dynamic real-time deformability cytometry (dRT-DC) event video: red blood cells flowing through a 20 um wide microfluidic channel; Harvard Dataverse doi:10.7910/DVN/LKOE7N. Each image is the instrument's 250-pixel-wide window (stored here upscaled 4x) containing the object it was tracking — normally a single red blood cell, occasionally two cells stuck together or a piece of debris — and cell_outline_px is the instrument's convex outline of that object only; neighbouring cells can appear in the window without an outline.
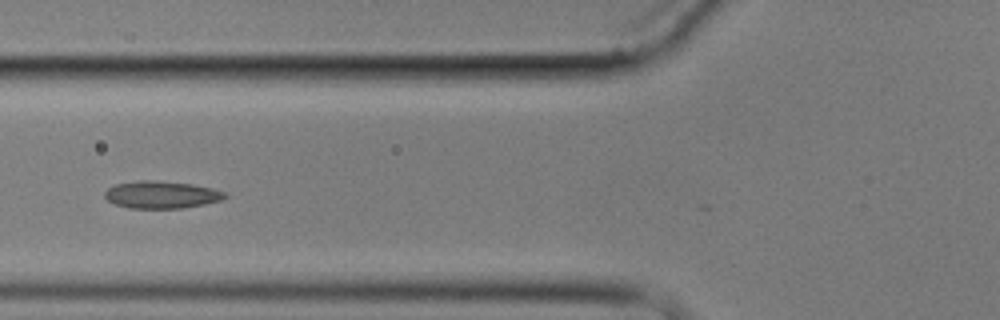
{"species": "common noctule bat (a hibernating species)", "species_latin": "Nyctalus noctula", "temperature_condition": "cold", "stored_images_in_passage": 9, "camera_frame_rate_fps": 3000, "um_per_image_px": 0.085, "animal": {"sex": "male", "body_mass_g": 17.9}, "frame": {"image": 1, "passage_image": 6, "time_ms": 6.667, "image_size_px": [1000, 320], "cell_outline_px": [[228, 196], [220, 200], [204, 204], [184, 208], [128, 208], [116, 204], [108, 200], [104, 196], [104, 192], [108, 188], [116, 184], [140, 180], [156, 180], [192, 184], [212, 188], [224, 192]], "centroid_in_image_um": [13.71, 16.55], "position_along_channel_um": 112.1, "area_um2": 19.07}}
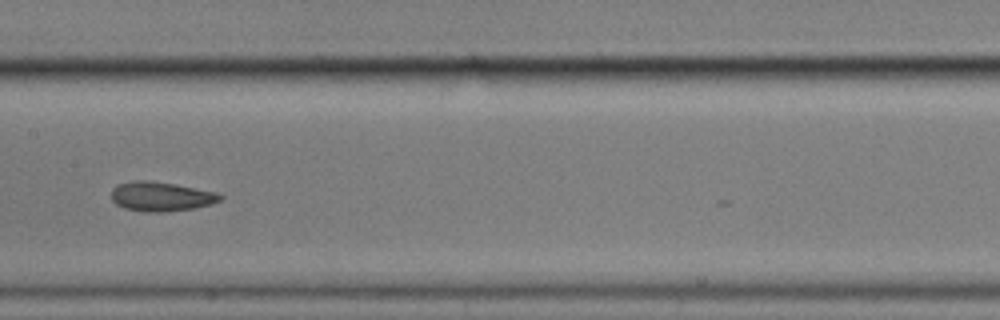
{"frame": {"image": 2, "passage_image": 8, "time_ms": 9.0, "image_size_px": [1000, 320], "cell_outline_px": [[224, 196], [220, 200], [212, 204], [192, 208], [164, 212], [144, 212], [124, 208], [116, 204], [112, 200], [112, 188], [116, 184], [132, 180], [148, 180], [176, 184], [216, 192]], "centroid_in_image_um": [13.66, 16.69], "position_along_channel_um": 193.7, "area_um2": 18.79}}
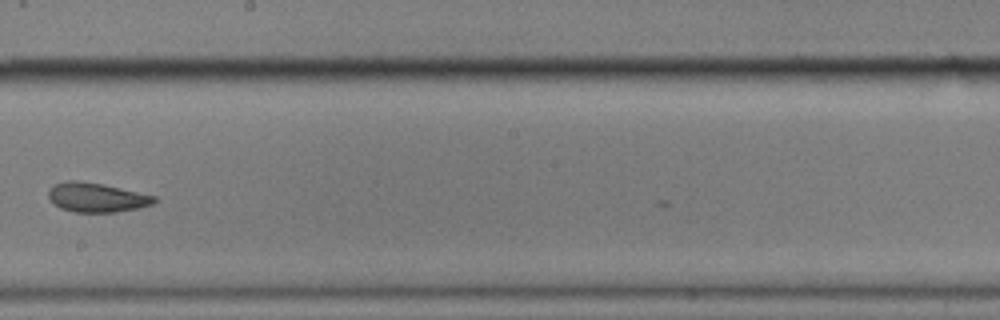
{"frame": {"image": 3, "passage_image": 9, "time_ms": 10.333, "image_size_px": [1000, 320], "cell_outline_px": [[156, 200], [152, 204], [140, 208], [116, 212], [72, 212], [60, 208], [48, 196], [48, 192], [52, 184], [68, 180], [80, 180], [104, 184], [156, 196]], "centroid_in_image_um": [8.2, 16.77], "position_along_channel_um": 240.0, "area_um2": 18.21}}